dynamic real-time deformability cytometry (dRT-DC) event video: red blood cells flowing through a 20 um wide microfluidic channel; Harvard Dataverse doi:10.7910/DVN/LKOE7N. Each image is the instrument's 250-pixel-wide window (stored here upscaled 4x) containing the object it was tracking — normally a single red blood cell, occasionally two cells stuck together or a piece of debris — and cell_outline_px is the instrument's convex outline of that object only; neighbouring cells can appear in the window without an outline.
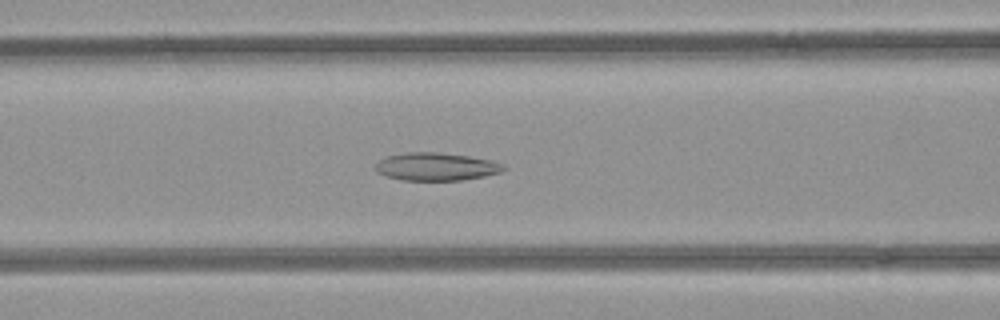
{"species": "common noctule bat (a hibernating species)", "species_latin": "Nyctalus noctula", "temperature_condition": "room temperature", "stored_images_in_passage": 53, "camera_frame_rate_fps": 3000, "um_per_image_px": 0.085, "animal": {"sex": "female", "body_mass_g": 21.9}, "frame": {"image": 1, "passage_image": 21, "time_ms": 6.667, "image_size_px": [1000, 320], "cell_outline_px": [[508, 168], [500, 172], [484, 176], [464, 180], [400, 180], [384, 176], [376, 172], [376, 164], [384, 156], [408, 152], [436, 152], [468, 156], [492, 160], [504, 164]], "centroid_in_image_um": [37.07, 14.16], "position_along_channel_um": 129.5, "area_um2": 20.98}}
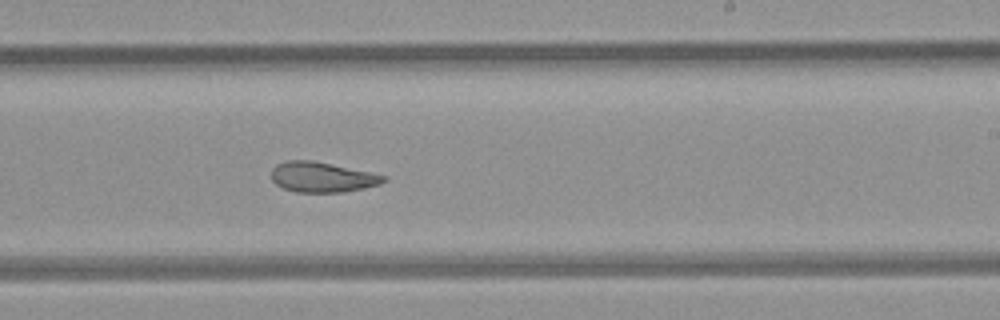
{"frame": {"image": 2, "passage_image": 31, "time_ms": 10.0, "image_size_px": [1000, 320], "cell_outline_px": [[388, 180], [380, 184], [364, 188], [344, 192], [296, 192], [284, 188], [276, 184], [272, 180], [272, 168], [276, 164], [284, 160], [312, 160], [388, 176]], "centroid_in_image_um": [27.38, 15.05], "position_along_channel_um": 261.6, "area_um2": 19.77}}
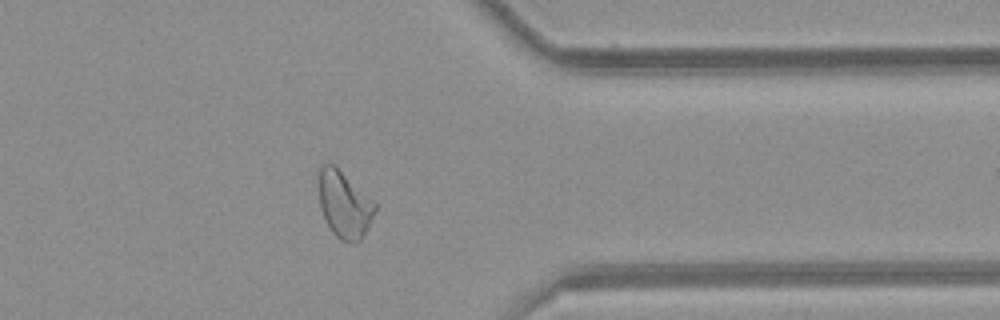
{"frame": {"image": 3, "passage_image": 41, "time_ms": 13.333, "image_size_px": [1000, 320], "cell_outline_px": [[376, 208], [368, 228], [360, 240], [352, 244], [340, 240], [332, 232], [324, 220], [320, 208], [316, 184], [316, 180], [320, 168], [324, 164], [332, 164], [372, 200], [376, 204]], "centroid_in_image_um": [29.2, 17.41], "position_along_channel_um": 382.2, "area_um2": 21.91}, "authors_computed_cell_mechanics": {"area_um2": 22.9466, "velocity_mm_per_s": 3.9631, "shape_relaxation_time_tau1_ms": null, "shape_relaxation_time_tau2_ms": 3.5844, "deformation_change_tau1": null, "deformation_change_tau2": 0.1059}}